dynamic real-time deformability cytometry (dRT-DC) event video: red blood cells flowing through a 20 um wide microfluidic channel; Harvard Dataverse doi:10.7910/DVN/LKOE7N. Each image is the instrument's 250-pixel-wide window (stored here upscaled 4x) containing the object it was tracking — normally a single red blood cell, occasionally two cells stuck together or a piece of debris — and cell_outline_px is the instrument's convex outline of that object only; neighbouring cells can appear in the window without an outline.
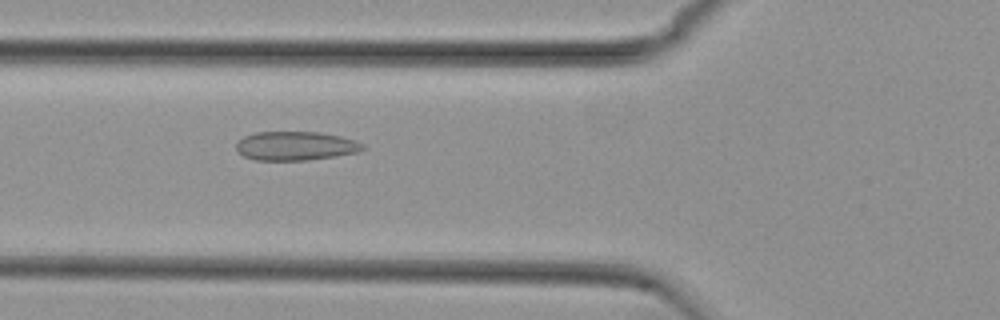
{"species": "common noctule bat (a hibernating species)", "species_latin": "Nyctalus noctula", "temperature_condition": "cold", "stored_images_in_passage": 55, "camera_frame_rate_fps": 3000, "um_per_image_px": 0.085, "animal": {"sex": "female", "body_mass_g": 29.2, "forearm_length_mm": 56.3}, "frame": {"image": 1, "passage_image": 20, "time_ms": 6.333, "image_size_px": [1000, 320], "cell_outline_px": [[368, 148], [356, 152], [308, 160], [256, 160], [244, 156], [236, 152], [236, 144], [244, 136], [256, 132], [320, 132], [340, 136], [356, 140], [364, 144]], "centroid_in_image_um": [25.12, 12.4], "position_along_channel_um": 100.7, "area_um2": 21.33}}
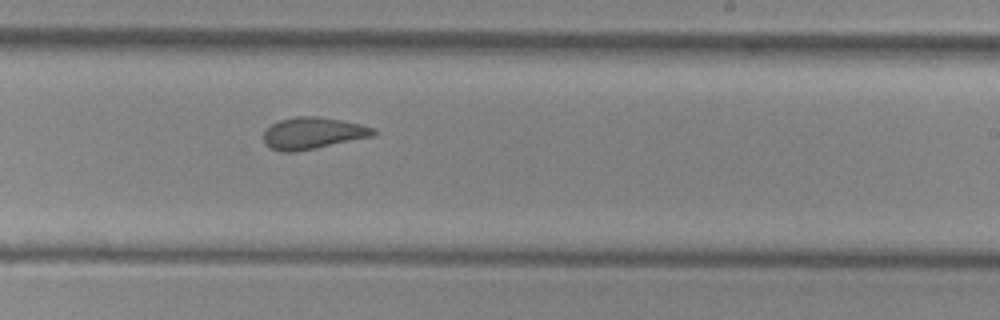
{"frame": {"image": 2, "passage_image": 33, "time_ms": 10.667, "image_size_px": [1000, 320], "cell_outline_px": [[376, 136], [296, 152], [280, 152], [264, 144], [264, 132], [272, 124], [280, 120], [296, 116], [316, 116], [340, 120], [360, 124], [376, 128]], "centroid_in_image_um": [26.62, 11.33], "position_along_channel_um": 262.4, "area_um2": 20.4}}
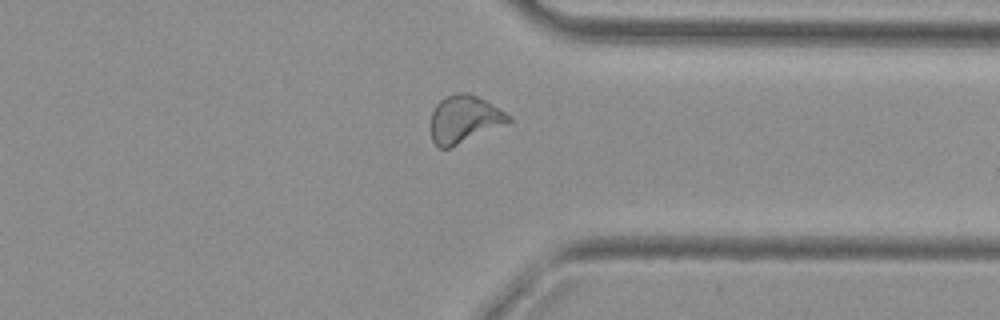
{"frame": {"image": 3, "passage_image": 42, "time_ms": 13.667, "image_size_px": [1000, 320], "cell_outline_px": [[512, 120], [448, 148], [440, 148], [432, 140], [428, 128], [432, 112], [436, 104], [444, 96], [456, 92], [468, 92], [500, 108], [512, 116]], "centroid_in_image_um": [39.39, 10.1], "position_along_channel_um": 372.0, "area_um2": 21.39}, "authors_computed_cell_mechanics": {"area_um2": 21.386, "velocity_mm_per_s": 3.7331, "shape_relaxation_time_tau1_ms": null, "shape_relaxation_time_tau2_ms": 1.5621, "deformation_change_tau1": null, "deformation_change_tau2": 0.077}}